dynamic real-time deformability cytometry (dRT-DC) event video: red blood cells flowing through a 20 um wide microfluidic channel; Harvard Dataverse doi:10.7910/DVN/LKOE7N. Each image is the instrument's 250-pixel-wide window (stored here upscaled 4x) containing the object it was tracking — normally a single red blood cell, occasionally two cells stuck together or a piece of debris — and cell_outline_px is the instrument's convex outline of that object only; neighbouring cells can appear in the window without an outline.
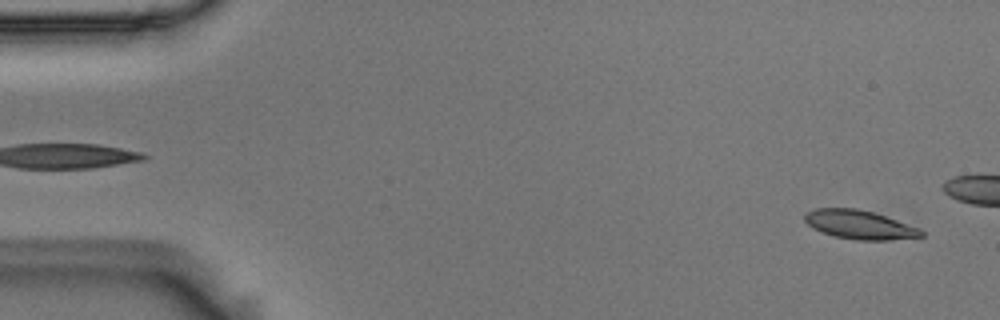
{"species": "Egyptian fruit bat (a non-hibernating species)", "species_latin": "Rousettus aegyptiacus", "temperature_condition": "room temperature", "stored_images_in_passage": 14, "camera_frame_rate_fps": 3000, "um_per_image_px": 0.085, "animal": {"sex": "male"}, "frame": {"image": 1, "passage_image": 2, "time_ms": 0.333, "image_size_px": [1000, 320], "cell_outline_px": [[924, 236], [888, 240], [856, 240], [836, 236], [812, 228], [804, 220], [804, 212], [816, 208], [856, 208], [872, 212], [920, 228], [924, 232]], "centroid_in_image_um": [73.04, 19.09], "position_along_channel_um": 12.0, "area_um2": 19.42}}